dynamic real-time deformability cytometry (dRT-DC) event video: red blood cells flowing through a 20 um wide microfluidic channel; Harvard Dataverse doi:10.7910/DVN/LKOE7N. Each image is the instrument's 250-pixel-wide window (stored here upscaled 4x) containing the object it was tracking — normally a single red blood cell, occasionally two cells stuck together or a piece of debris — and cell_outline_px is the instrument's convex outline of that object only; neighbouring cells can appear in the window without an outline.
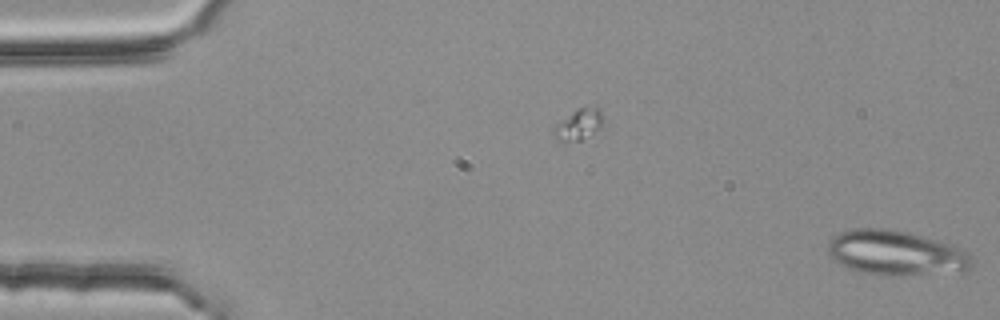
{"species": "common noctule bat (a hibernating species)", "species_latin": "Nyctalus noctula", "temperature_condition": "room temperature", "stored_images_in_passage": 14, "camera_frame_rate_fps": 3000, "um_per_image_px": 0.085, "animal": {"sex": "female", "body_mass_g": 25.1}, "frame": {"image": 1, "passage_image": 14, "time_ms": 4.333, "image_size_px": [1000, 320], "cell_outline_px": [[972, 264], [968, 268], [908, 276], [880, 276], [860, 272], [848, 268], [832, 260], [828, 252], [828, 244], [832, 236], [840, 232], [856, 228], [884, 228], [908, 232], [952, 244], [968, 252], [972, 256]], "centroid_in_image_um": [76.08, 21.49], "position_along_channel_um": 8.9, "area_um2": 37.63}}